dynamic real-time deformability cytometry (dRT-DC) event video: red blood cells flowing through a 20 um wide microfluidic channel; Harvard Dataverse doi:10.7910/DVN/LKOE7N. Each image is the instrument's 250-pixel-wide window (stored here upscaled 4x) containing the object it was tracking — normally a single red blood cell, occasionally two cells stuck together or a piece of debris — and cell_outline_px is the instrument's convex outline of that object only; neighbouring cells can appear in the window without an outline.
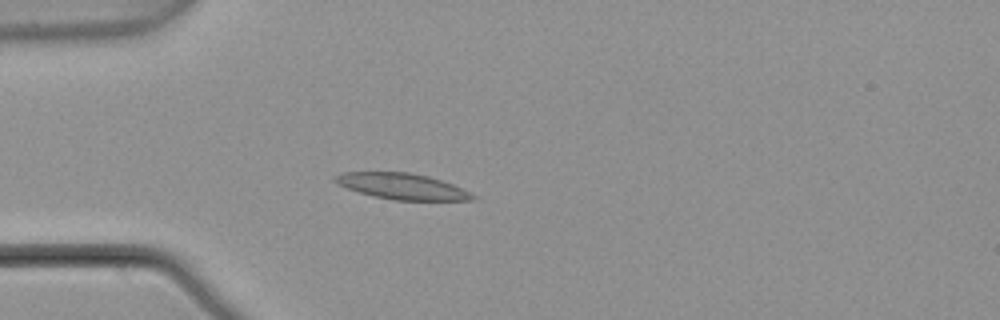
{"species": "common noctule bat (a hibernating species)", "species_latin": "Nyctalus noctula", "temperature_condition": "warm", "stored_images_in_passage": 5, "camera_frame_rate_fps": 3000, "um_per_image_px": 0.085, "animal": {"sex": "male", "body_mass_g": 21.5, "forearm_length_mm": 52.0}, "frame": {"image": 1, "passage_image": 4, "time_ms": 1.0, "image_size_px": [1000, 320], "cell_outline_px": [[476, 200], [396, 200], [372, 196], [336, 184], [332, 180], [336, 176], [344, 172], [408, 172], [428, 176], [452, 184], [476, 196]], "centroid_in_image_um": [34.15, 15.84], "position_along_channel_um": 50.8, "area_um2": 20.58}}